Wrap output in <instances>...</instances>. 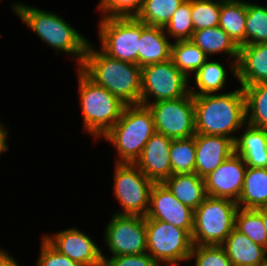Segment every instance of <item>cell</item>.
<instances>
[{"label": "cell", "instance_id": "cell-12", "mask_svg": "<svg viewBox=\"0 0 267 266\" xmlns=\"http://www.w3.org/2000/svg\"><path fill=\"white\" fill-rule=\"evenodd\" d=\"M154 118L155 131L170 139L190 138L195 131L193 95L161 100L147 105Z\"/></svg>", "mask_w": 267, "mask_h": 266}, {"label": "cell", "instance_id": "cell-25", "mask_svg": "<svg viewBox=\"0 0 267 266\" xmlns=\"http://www.w3.org/2000/svg\"><path fill=\"white\" fill-rule=\"evenodd\" d=\"M237 205L244 209L267 207V168L247 166Z\"/></svg>", "mask_w": 267, "mask_h": 266}, {"label": "cell", "instance_id": "cell-42", "mask_svg": "<svg viewBox=\"0 0 267 266\" xmlns=\"http://www.w3.org/2000/svg\"><path fill=\"white\" fill-rule=\"evenodd\" d=\"M258 266H267V258H265Z\"/></svg>", "mask_w": 267, "mask_h": 266}, {"label": "cell", "instance_id": "cell-32", "mask_svg": "<svg viewBox=\"0 0 267 266\" xmlns=\"http://www.w3.org/2000/svg\"><path fill=\"white\" fill-rule=\"evenodd\" d=\"M267 43V2L247 1L246 44Z\"/></svg>", "mask_w": 267, "mask_h": 266}, {"label": "cell", "instance_id": "cell-33", "mask_svg": "<svg viewBox=\"0 0 267 266\" xmlns=\"http://www.w3.org/2000/svg\"><path fill=\"white\" fill-rule=\"evenodd\" d=\"M168 38L173 41L191 40L194 28L191 16V0H185L164 27ZM174 38V39H173Z\"/></svg>", "mask_w": 267, "mask_h": 266}, {"label": "cell", "instance_id": "cell-39", "mask_svg": "<svg viewBox=\"0 0 267 266\" xmlns=\"http://www.w3.org/2000/svg\"><path fill=\"white\" fill-rule=\"evenodd\" d=\"M5 124L0 120V156H2V153H6L9 151V145H8V137L11 133L7 126H4Z\"/></svg>", "mask_w": 267, "mask_h": 266}, {"label": "cell", "instance_id": "cell-3", "mask_svg": "<svg viewBox=\"0 0 267 266\" xmlns=\"http://www.w3.org/2000/svg\"><path fill=\"white\" fill-rule=\"evenodd\" d=\"M79 68L125 105L140 104L142 68L137 64L111 58L89 42Z\"/></svg>", "mask_w": 267, "mask_h": 266}, {"label": "cell", "instance_id": "cell-20", "mask_svg": "<svg viewBox=\"0 0 267 266\" xmlns=\"http://www.w3.org/2000/svg\"><path fill=\"white\" fill-rule=\"evenodd\" d=\"M172 43L166 35L164 27L146 25L141 22L138 66L142 68L171 59Z\"/></svg>", "mask_w": 267, "mask_h": 266}, {"label": "cell", "instance_id": "cell-14", "mask_svg": "<svg viewBox=\"0 0 267 266\" xmlns=\"http://www.w3.org/2000/svg\"><path fill=\"white\" fill-rule=\"evenodd\" d=\"M145 219L172 224L185 229L191 235L194 210L179 202L163 183H154L150 191L149 209Z\"/></svg>", "mask_w": 267, "mask_h": 266}, {"label": "cell", "instance_id": "cell-43", "mask_svg": "<svg viewBox=\"0 0 267 266\" xmlns=\"http://www.w3.org/2000/svg\"><path fill=\"white\" fill-rule=\"evenodd\" d=\"M94 266H107V264L104 261H102L101 263L94 265Z\"/></svg>", "mask_w": 267, "mask_h": 266}, {"label": "cell", "instance_id": "cell-38", "mask_svg": "<svg viewBox=\"0 0 267 266\" xmlns=\"http://www.w3.org/2000/svg\"><path fill=\"white\" fill-rule=\"evenodd\" d=\"M107 266H160L147 252L139 255L102 257Z\"/></svg>", "mask_w": 267, "mask_h": 266}, {"label": "cell", "instance_id": "cell-10", "mask_svg": "<svg viewBox=\"0 0 267 266\" xmlns=\"http://www.w3.org/2000/svg\"><path fill=\"white\" fill-rule=\"evenodd\" d=\"M190 93V80L169 59L141 69V100L147 106L161 100H174Z\"/></svg>", "mask_w": 267, "mask_h": 266}, {"label": "cell", "instance_id": "cell-7", "mask_svg": "<svg viewBox=\"0 0 267 266\" xmlns=\"http://www.w3.org/2000/svg\"><path fill=\"white\" fill-rule=\"evenodd\" d=\"M147 253L160 266H181L187 263L193 246L191 235L172 224L145 219Z\"/></svg>", "mask_w": 267, "mask_h": 266}, {"label": "cell", "instance_id": "cell-16", "mask_svg": "<svg viewBox=\"0 0 267 266\" xmlns=\"http://www.w3.org/2000/svg\"><path fill=\"white\" fill-rule=\"evenodd\" d=\"M173 139L155 132L134 163L154 183H162L172 175L170 147Z\"/></svg>", "mask_w": 267, "mask_h": 266}, {"label": "cell", "instance_id": "cell-6", "mask_svg": "<svg viewBox=\"0 0 267 266\" xmlns=\"http://www.w3.org/2000/svg\"><path fill=\"white\" fill-rule=\"evenodd\" d=\"M238 209L233 200L207 196L194 210L193 245H222L235 228Z\"/></svg>", "mask_w": 267, "mask_h": 266}, {"label": "cell", "instance_id": "cell-28", "mask_svg": "<svg viewBox=\"0 0 267 266\" xmlns=\"http://www.w3.org/2000/svg\"><path fill=\"white\" fill-rule=\"evenodd\" d=\"M241 87L246 101V124L267 131V83Z\"/></svg>", "mask_w": 267, "mask_h": 266}, {"label": "cell", "instance_id": "cell-30", "mask_svg": "<svg viewBox=\"0 0 267 266\" xmlns=\"http://www.w3.org/2000/svg\"><path fill=\"white\" fill-rule=\"evenodd\" d=\"M195 161L196 147L194 136L172 140L170 147L172 174L185 175L194 172Z\"/></svg>", "mask_w": 267, "mask_h": 266}, {"label": "cell", "instance_id": "cell-17", "mask_svg": "<svg viewBox=\"0 0 267 266\" xmlns=\"http://www.w3.org/2000/svg\"><path fill=\"white\" fill-rule=\"evenodd\" d=\"M226 61L225 64L220 60H214V57L209 58L190 79V93L193 96L225 93V88L229 87L227 86L229 82L228 73L231 74V77L237 79V60L227 59Z\"/></svg>", "mask_w": 267, "mask_h": 266}, {"label": "cell", "instance_id": "cell-21", "mask_svg": "<svg viewBox=\"0 0 267 266\" xmlns=\"http://www.w3.org/2000/svg\"><path fill=\"white\" fill-rule=\"evenodd\" d=\"M241 130L234 141V152L249 167L267 168V131L248 124Z\"/></svg>", "mask_w": 267, "mask_h": 266}, {"label": "cell", "instance_id": "cell-35", "mask_svg": "<svg viewBox=\"0 0 267 266\" xmlns=\"http://www.w3.org/2000/svg\"><path fill=\"white\" fill-rule=\"evenodd\" d=\"M194 266H232L221 245H193L188 262Z\"/></svg>", "mask_w": 267, "mask_h": 266}, {"label": "cell", "instance_id": "cell-31", "mask_svg": "<svg viewBox=\"0 0 267 266\" xmlns=\"http://www.w3.org/2000/svg\"><path fill=\"white\" fill-rule=\"evenodd\" d=\"M235 228L249 237L254 243L267 249V233L261 214L256 209L237 210Z\"/></svg>", "mask_w": 267, "mask_h": 266}, {"label": "cell", "instance_id": "cell-15", "mask_svg": "<svg viewBox=\"0 0 267 266\" xmlns=\"http://www.w3.org/2000/svg\"><path fill=\"white\" fill-rule=\"evenodd\" d=\"M246 168L240 155L235 152L231 154L216 170L204 177L207 196L237 202L243 188Z\"/></svg>", "mask_w": 267, "mask_h": 266}, {"label": "cell", "instance_id": "cell-23", "mask_svg": "<svg viewBox=\"0 0 267 266\" xmlns=\"http://www.w3.org/2000/svg\"><path fill=\"white\" fill-rule=\"evenodd\" d=\"M174 197L195 210L207 197L204 178L195 172L185 175L172 174L162 182Z\"/></svg>", "mask_w": 267, "mask_h": 266}, {"label": "cell", "instance_id": "cell-2", "mask_svg": "<svg viewBox=\"0 0 267 266\" xmlns=\"http://www.w3.org/2000/svg\"><path fill=\"white\" fill-rule=\"evenodd\" d=\"M196 134L225 136L235 141L246 124L243 88L225 93L193 96ZM237 133V134H236Z\"/></svg>", "mask_w": 267, "mask_h": 266}, {"label": "cell", "instance_id": "cell-40", "mask_svg": "<svg viewBox=\"0 0 267 266\" xmlns=\"http://www.w3.org/2000/svg\"><path fill=\"white\" fill-rule=\"evenodd\" d=\"M10 251L0 247V266H22L18 260L9 253Z\"/></svg>", "mask_w": 267, "mask_h": 266}, {"label": "cell", "instance_id": "cell-8", "mask_svg": "<svg viewBox=\"0 0 267 266\" xmlns=\"http://www.w3.org/2000/svg\"><path fill=\"white\" fill-rule=\"evenodd\" d=\"M113 195L120 204L118 215L146 216L149 209L150 191L154 182L130 163H114Z\"/></svg>", "mask_w": 267, "mask_h": 266}, {"label": "cell", "instance_id": "cell-19", "mask_svg": "<svg viewBox=\"0 0 267 266\" xmlns=\"http://www.w3.org/2000/svg\"><path fill=\"white\" fill-rule=\"evenodd\" d=\"M236 81L239 86L267 83V43L239 47Z\"/></svg>", "mask_w": 267, "mask_h": 266}, {"label": "cell", "instance_id": "cell-29", "mask_svg": "<svg viewBox=\"0 0 267 266\" xmlns=\"http://www.w3.org/2000/svg\"><path fill=\"white\" fill-rule=\"evenodd\" d=\"M185 0H144L136 18L146 25L165 27Z\"/></svg>", "mask_w": 267, "mask_h": 266}, {"label": "cell", "instance_id": "cell-9", "mask_svg": "<svg viewBox=\"0 0 267 266\" xmlns=\"http://www.w3.org/2000/svg\"><path fill=\"white\" fill-rule=\"evenodd\" d=\"M98 20L99 49L111 58L138 65L141 21L136 17Z\"/></svg>", "mask_w": 267, "mask_h": 266}, {"label": "cell", "instance_id": "cell-1", "mask_svg": "<svg viewBox=\"0 0 267 266\" xmlns=\"http://www.w3.org/2000/svg\"><path fill=\"white\" fill-rule=\"evenodd\" d=\"M13 3L9 6L11 11L37 35L40 42L53 49L56 55H67L74 61L76 68L82 65L91 40L56 12L39 9L23 2Z\"/></svg>", "mask_w": 267, "mask_h": 266}, {"label": "cell", "instance_id": "cell-34", "mask_svg": "<svg viewBox=\"0 0 267 266\" xmlns=\"http://www.w3.org/2000/svg\"><path fill=\"white\" fill-rule=\"evenodd\" d=\"M221 0H191L194 31L219 26Z\"/></svg>", "mask_w": 267, "mask_h": 266}, {"label": "cell", "instance_id": "cell-24", "mask_svg": "<svg viewBox=\"0 0 267 266\" xmlns=\"http://www.w3.org/2000/svg\"><path fill=\"white\" fill-rule=\"evenodd\" d=\"M191 40L209 57L225 55L228 59L238 60L239 47L219 26L194 31Z\"/></svg>", "mask_w": 267, "mask_h": 266}, {"label": "cell", "instance_id": "cell-36", "mask_svg": "<svg viewBox=\"0 0 267 266\" xmlns=\"http://www.w3.org/2000/svg\"><path fill=\"white\" fill-rule=\"evenodd\" d=\"M96 10L100 18H128L136 17L140 12L144 0H100Z\"/></svg>", "mask_w": 267, "mask_h": 266}, {"label": "cell", "instance_id": "cell-11", "mask_svg": "<svg viewBox=\"0 0 267 266\" xmlns=\"http://www.w3.org/2000/svg\"><path fill=\"white\" fill-rule=\"evenodd\" d=\"M103 237L102 242L111 254L106 256L101 247L102 257L143 254L147 252L145 216L112 213Z\"/></svg>", "mask_w": 267, "mask_h": 266}, {"label": "cell", "instance_id": "cell-22", "mask_svg": "<svg viewBox=\"0 0 267 266\" xmlns=\"http://www.w3.org/2000/svg\"><path fill=\"white\" fill-rule=\"evenodd\" d=\"M231 261L232 266H258L267 258V249L254 243L236 228L221 245Z\"/></svg>", "mask_w": 267, "mask_h": 266}, {"label": "cell", "instance_id": "cell-37", "mask_svg": "<svg viewBox=\"0 0 267 266\" xmlns=\"http://www.w3.org/2000/svg\"><path fill=\"white\" fill-rule=\"evenodd\" d=\"M40 251L36 266H81L66 255L56 250L43 236L40 241Z\"/></svg>", "mask_w": 267, "mask_h": 266}, {"label": "cell", "instance_id": "cell-5", "mask_svg": "<svg viewBox=\"0 0 267 266\" xmlns=\"http://www.w3.org/2000/svg\"><path fill=\"white\" fill-rule=\"evenodd\" d=\"M155 132L154 118L148 106L125 105L119 120L101 139L116 150L114 163L134 164Z\"/></svg>", "mask_w": 267, "mask_h": 266}, {"label": "cell", "instance_id": "cell-4", "mask_svg": "<svg viewBox=\"0 0 267 266\" xmlns=\"http://www.w3.org/2000/svg\"><path fill=\"white\" fill-rule=\"evenodd\" d=\"M78 76V97L83 117V131L95 143L119 120L125 104L108 90L91 80L79 67L75 68Z\"/></svg>", "mask_w": 267, "mask_h": 266}, {"label": "cell", "instance_id": "cell-41", "mask_svg": "<svg viewBox=\"0 0 267 266\" xmlns=\"http://www.w3.org/2000/svg\"><path fill=\"white\" fill-rule=\"evenodd\" d=\"M262 216V220L267 233V207L256 209Z\"/></svg>", "mask_w": 267, "mask_h": 266}, {"label": "cell", "instance_id": "cell-13", "mask_svg": "<svg viewBox=\"0 0 267 266\" xmlns=\"http://www.w3.org/2000/svg\"><path fill=\"white\" fill-rule=\"evenodd\" d=\"M43 237L61 254L81 266H94L103 261L102 248L97 241L77 227L43 234Z\"/></svg>", "mask_w": 267, "mask_h": 266}, {"label": "cell", "instance_id": "cell-27", "mask_svg": "<svg viewBox=\"0 0 267 266\" xmlns=\"http://www.w3.org/2000/svg\"><path fill=\"white\" fill-rule=\"evenodd\" d=\"M208 59L209 57L192 40L172 43L171 60L189 80Z\"/></svg>", "mask_w": 267, "mask_h": 266}, {"label": "cell", "instance_id": "cell-18", "mask_svg": "<svg viewBox=\"0 0 267 266\" xmlns=\"http://www.w3.org/2000/svg\"><path fill=\"white\" fill-rule=\"evenodd\" d=\"M196 161L194 172L206 177L234 153V141L225 136L195 134Z\"/></svg>", "mask_w": 267, "mask_h": 266}, {"label": "cell", "instance_id": "cell-26", "mask_svg": "<svg viewBox=\"0 0 267 266\" xmlns=\"http://www.w3.org/2000/svg\"><path fill=\"white\" fill-rule=\"evenodd\" d=\"M247 0H221L219 27L241 47L246 44Z\"/></svg>", "mask_w": 267, "mask_h": 266}]
</instances>
